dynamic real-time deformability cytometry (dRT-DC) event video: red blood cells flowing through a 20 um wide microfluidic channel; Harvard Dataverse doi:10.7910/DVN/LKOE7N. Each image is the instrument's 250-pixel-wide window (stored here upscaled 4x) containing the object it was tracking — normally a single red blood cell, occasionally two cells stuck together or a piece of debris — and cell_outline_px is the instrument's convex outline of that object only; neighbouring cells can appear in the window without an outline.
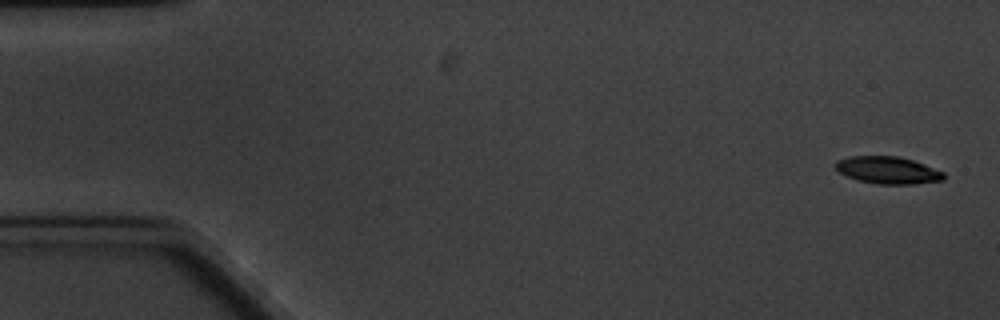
{"species": "common noctule bat (a hibernating species)", "species_latin": "Nyctalus noctula", "temperature_condition": "cold", "stored_images_in_passage": 6, "camera_frame_rate_fps": 3000, "um_per_image_px": 0.085, "animal": {"sex": "male", "body_mass_g": 20.1, "forearm_length_mm": 53.5}, "frame": {"image": 1, "passage_image": 1, "time_ms": 0.0, "image_size_px": [1000, 320], "cell_outline_px": [[944, 180], [916, 184], [876, 184], [856, 180], [840, 172], [836, 168], [836, 160], [848, 156], [900, 156], [924, 164], [944, 172]], "centroid_in_image_um": [75.47, 14.46], "position_along_channel_um": 9.5, "area_um2": 17.22}}
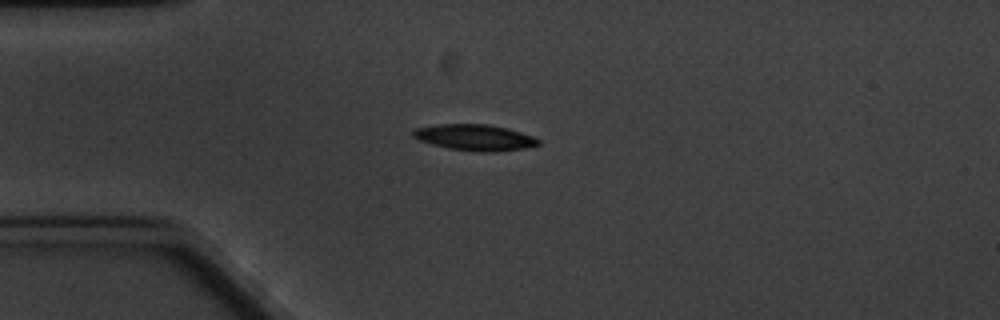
{"frame": {"image": 2, "passage_image": 4, "time_ms": 4.333, "image_size_px": [1000, 320], "cell_outline_px": [[540, 144], [524, 148], [496, 152], [480, 152], [448, 148], [432, 144], [420, 140], [412, 136], [412, 132], [416, 128], [440, 124], [488, 124], [508, 128], [532, 136], [540, 140]], "centroid_in_image_um": [40.37, 11.68], "position_along_channel_um": 44.6, "area_um2": 18.96}}